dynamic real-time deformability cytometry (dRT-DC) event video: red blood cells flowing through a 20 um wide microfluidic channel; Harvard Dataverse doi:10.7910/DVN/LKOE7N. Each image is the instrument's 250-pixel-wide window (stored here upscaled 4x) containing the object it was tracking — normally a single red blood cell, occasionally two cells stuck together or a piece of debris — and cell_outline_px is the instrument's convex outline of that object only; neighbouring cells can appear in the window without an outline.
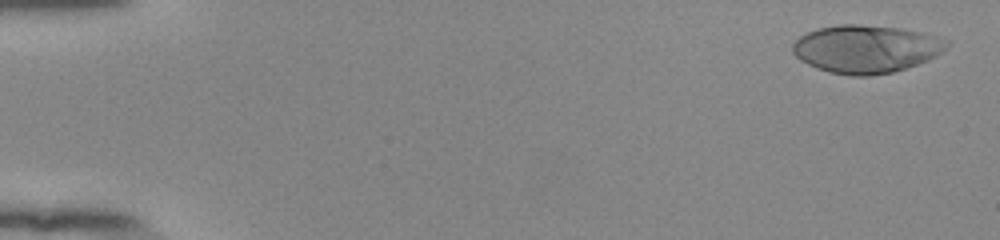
{"species": "human", "species_latin": "Homo sapiens", "temperature_condition": "room temperature", "stored_images_in_passage": 53, "camera_frame_rate_fps": 3000, "um_per_image_px": 0.085, "donor": {"sex": "female"}, "frame": {"image": 1, "passage_image": 2, "time_ms": 0.333, "image_size_px": [1000, 240], "cell_outline_px": [[948, 44], [944, 52], [928, 60], [892, 72], [868, 76], [848, 76], [828, 72], [816, 68], [800, 60], [792, 52], [792, 44], [800, 36], [808, 32], [820, 28], [840, 24], [860, 24], [904, 28], [924, 32], [948, 40]], "centroid_in_image_um": [73.62, 4.15], "position_along_channel_um": 11.4, "area_um2": 43.29}}
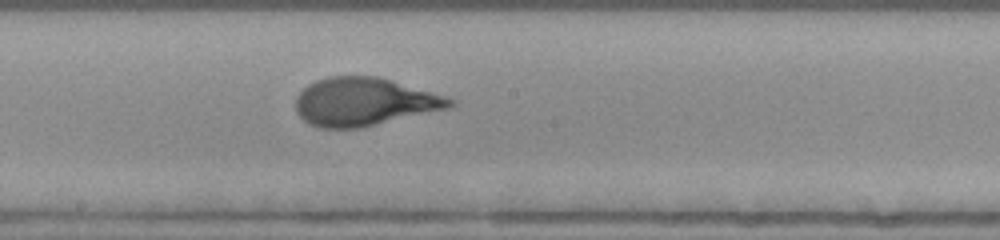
{"frame": {"image": 2, "passage_image": 30, "time_ms": 9.667, "image_size_px": [1000, 240], "cell_outline_px": [[456, 104], [452, 108], [360, 128], [320, 128], [308, 124], [296, 112], [296, 96], [308, 84], [316, 80], [328, 76], [380, 76], [444, 96], [456, 100]], "centroid_in_image_um": [30.97, 8.66], "position_along_channel_um": 217.2, "area_um2": 43.52}}
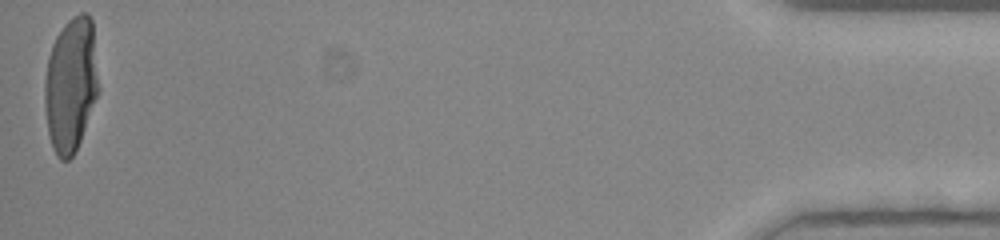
{"frame": {"image": 3, "passage_image": 53, "time_ms": 17.333, "image_size_px": [1000, 240], "cell_outline_px": [[100, 88], [80, 140], [72, 156], [68, 160], [60, 160], [56, 156], [52, 148], [48, 132], [44, 104], [44, 80], [48, 56], [52, 44], [56, 36], [64, 24], [68, 20], [80, 12], [88, 12], [92, 20]], "centroid_in_image_um": [6.01, 7.16], "position_along_channel_um": 429.2, "area_um2": 42.66}, "authors_computed_cell_mechanics": {"area_um2": 42.4252, "velocity_mm_per_s": 3.8862, "shape_relaxation_time_tau1_ms": 4.048, "shape_relaxation_time_tau2_ms": null, "deformation_change_tau1": 0.2509, "deformation_change_tau2": null}}